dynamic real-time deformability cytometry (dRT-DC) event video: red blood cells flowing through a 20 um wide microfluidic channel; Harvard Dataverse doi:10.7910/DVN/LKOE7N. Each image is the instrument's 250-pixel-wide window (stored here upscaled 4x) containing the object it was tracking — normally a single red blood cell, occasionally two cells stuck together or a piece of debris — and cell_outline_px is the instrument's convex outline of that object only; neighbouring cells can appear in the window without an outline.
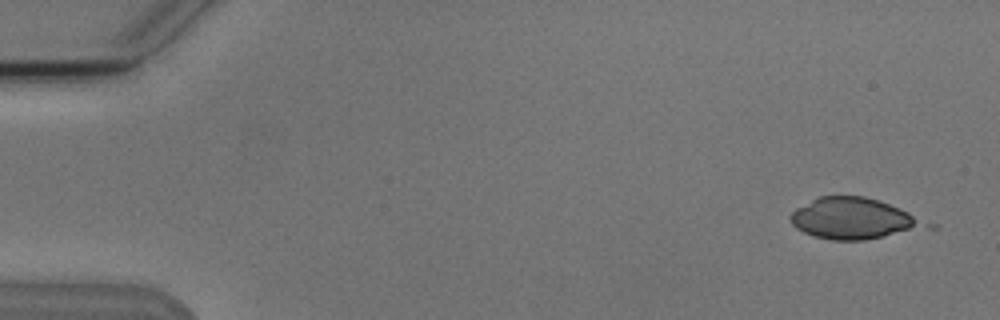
{"species": "Egyptian fruit bat (a non-hibernating species)", "species_latin": "Rousettus aegyptiacus", "temperature_condition": "cold", "stored_images_in_passage": 3, "camera_frame_rate_fps": 3000, "um_per_image_px": 0.085, "animal": {"sex": "male"}, "frame": {"image": 1, "passage_image": 1, "time_ms": 0.0, "image_size_px": [1000, 320], "cell_outline_px": [[920, 224], [884, 236], [864, 240], [832, 240], [812, 236], [796, 228], [792, 224], [788, 216], [796, 208], [820, 196], [864, 196], [900, 208], [908, 212]], "centroid_in_image_um": [72.25, 18.55], "position_along_channel_um": 12.7, "area_um2": 30.63}}